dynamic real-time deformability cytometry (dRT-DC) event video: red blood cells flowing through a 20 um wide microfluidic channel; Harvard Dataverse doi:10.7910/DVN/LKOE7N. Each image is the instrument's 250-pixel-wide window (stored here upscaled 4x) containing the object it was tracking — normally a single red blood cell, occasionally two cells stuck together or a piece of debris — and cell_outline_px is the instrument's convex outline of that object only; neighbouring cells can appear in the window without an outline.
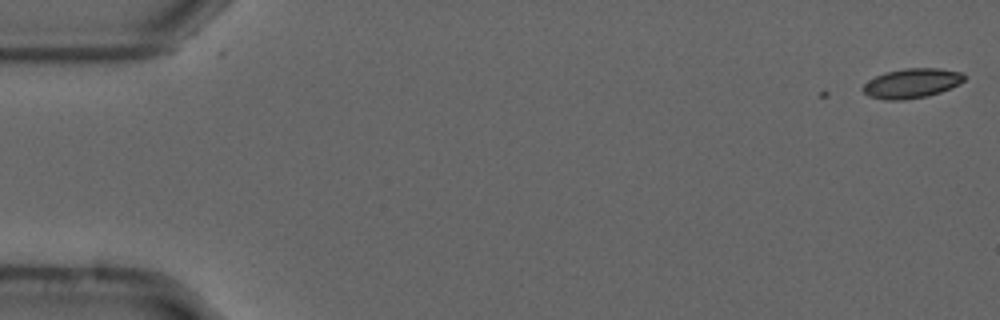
{"species": "common noctule bat (a hibernating species)", "species_latin": "Nyctalus noctula", "temperature_condition": "cold", "stored_images_in_passage": 5, "camera_frame_rate_fps": 3000, "um_per_image_px": 0.085, "animal": {"sex": "male", "forearm_length_mm": 52.5}, "frame": {"image": 1, "passage_image": 5, "time_ms": 1.333, "image_size_px": [1000, 320], "cell_outline_px": [[964, 80], [940, 92], [928, 96], [904, 100], [884, 100], [868, 96], [860, 88], [868, 80], [884, 72], [904, 68], [940, 68], [960, 72], [964, 76]], "centroid_in_image_um": [77.42, 7.08], "position_along_channel_um": 7.6, "area_um2": 17.46}}